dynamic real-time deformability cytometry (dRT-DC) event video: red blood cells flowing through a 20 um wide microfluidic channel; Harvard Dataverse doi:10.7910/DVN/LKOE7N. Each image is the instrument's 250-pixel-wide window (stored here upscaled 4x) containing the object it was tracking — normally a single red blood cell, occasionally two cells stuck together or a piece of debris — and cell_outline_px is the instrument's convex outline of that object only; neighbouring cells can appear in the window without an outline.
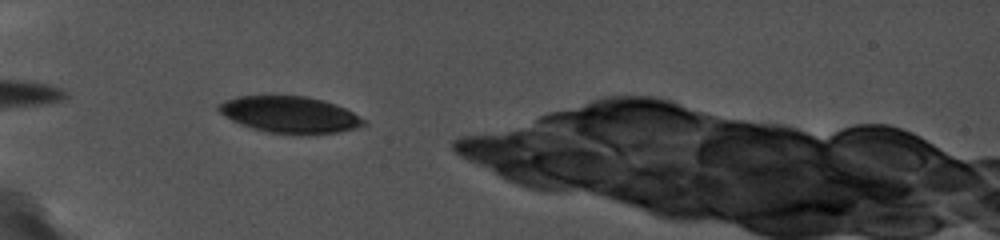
{"species": "common noctule bat (a hibernating species)", "species_latin": "Nyctalus noctula", "temperature_condition": "cold", "stored_images_in_passage": 9, "camera_frame_rate_fps": 5000, "um_per_image_px": 0.085, "animal": {"sex": "female", "body_mass_g": 19.0, "forearm_length_mm": 56.7}, "frame": {"image": 1, "passage_image": 2, "time_ms": 0.8, "image_size_px": [1000, 240], "cell_outline_px": [[368, 124], [360, 128], [340, 132], [308, 136], [300, 136], [264, 132], [240, 124], [224, 116], [216, 108], [216, 104], [240, 96], [304, 96], [320, 100], [344, 108], [352, 112], [364, 120]], "centroid_in_image_um": [24.65, 9.79], "position_along_channel_um": 60.4, "area_um2": 31.27}}
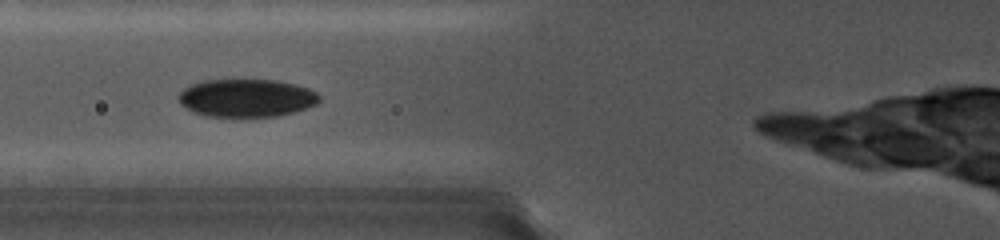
{"frame": {"image": 2, "passage_image": 4, "time_ms": 2.4, "image_size_px": [1000, 240], "cell_outline_px": [[320, 100], [316, 104], [292, 112], [276, 116], [208, 116], [192, 112], [180, 104], [180, 92], [184, 88], [192, 84], [208, 80], [272, 80], [292, 84], [316, 92], [320, 96]], "centroid_in_image_um": [20.92, 8.33], "position_along_channel_um": 104.9, "area_um2": 30.52}}